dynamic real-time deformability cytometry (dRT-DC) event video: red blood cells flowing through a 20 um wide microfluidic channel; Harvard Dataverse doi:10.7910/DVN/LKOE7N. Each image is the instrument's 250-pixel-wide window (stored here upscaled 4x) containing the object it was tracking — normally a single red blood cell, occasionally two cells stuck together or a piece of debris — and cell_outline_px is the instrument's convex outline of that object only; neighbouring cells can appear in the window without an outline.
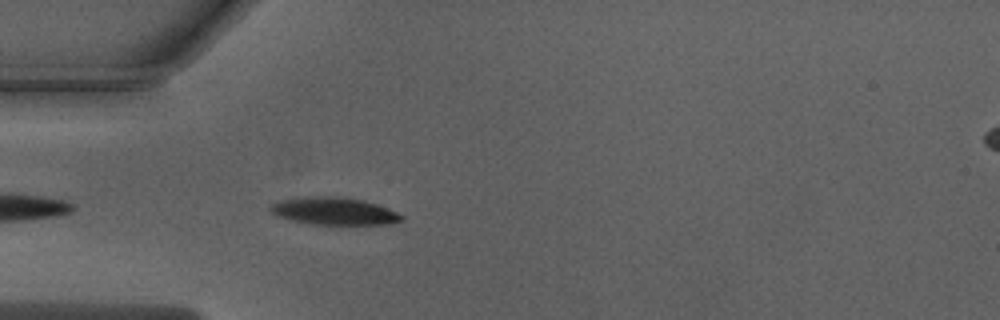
{"species": "Egyptian fruit bat (a non-hibernating species)", "species_latin": "Rousettus aegyptiacus", "temperature_condition": "warm", "stored_images_in_passage": 25, "camera_frame_rate_fps": 3000, "um_per_image_px": 0.085, "animal": {"sex": "male"}, "frame": {"image": 1, "passage_image": 3, "time_ms": 0.667, "image_size_px": [1000, 320], "cell_outline_px": [[404, 220], [392, 224], [312, 224], [292, 220], [276, 216], [268, 208], [268, 204], [280, 200], [304, 196], [344, 196], [364, 200], [376, 204], [396, 212], [404, 216]], "centroid_in_image_um": [28.36, 17.93], "position_along_channel_um": 56.6, "area_um2": 21.21}}
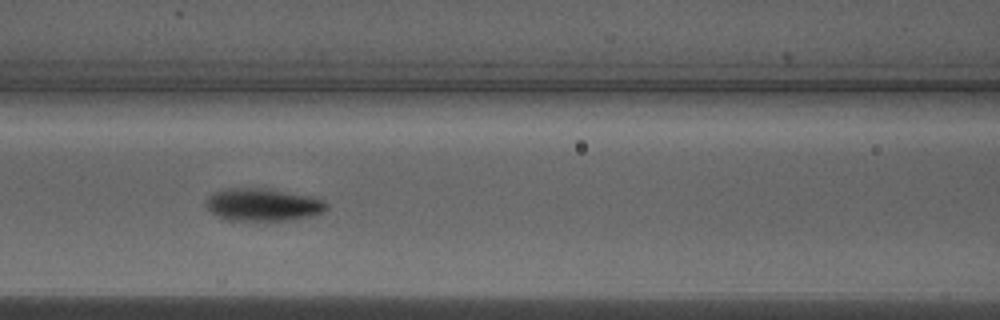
{"frame": {"image": 2, "passage_image": 10, "time_ms": 3.0, "image_size_px": [1000, 320], "cell_outline_px": [[328, 208], [312, 216], [288, 220], [224, 220], [216, 216], [204, 204], [204, 200], [212, 192], [220, 188], [260, 188], [308, 196], [320, 200], [328, 204]], "centroid_in_image_um": [22.23, 17.4], "position_along_channel_um": 144.4, "area_um2": 22.77}}
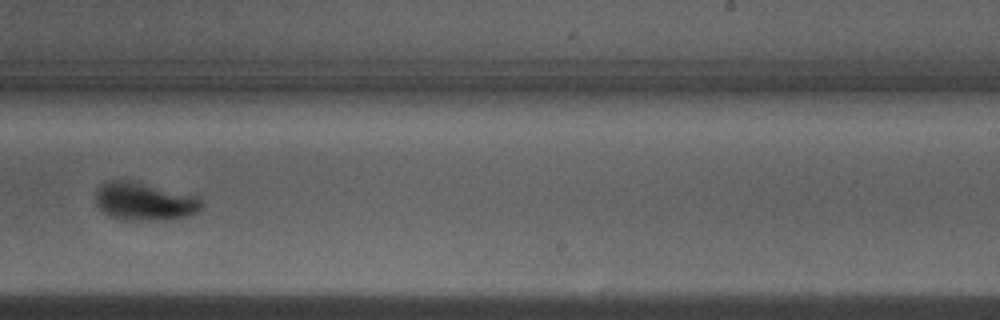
{"frame": {"image": 3, "passage_image": 20, "time_ms": 6.333, "image_size_px": [1000, 320], "cell_outline_px": [[204, 204], [196, 212], [188, 216], [172, 220], [124, 220], [112, 216], [104, 212], [96, 204], [96, 188], [108, 180], [128, 180], [196, 196]], "centroid_in_image_um": [12.26, 17.13], "position_along_channel_um": 276.7, "area_um2": 23.29}}